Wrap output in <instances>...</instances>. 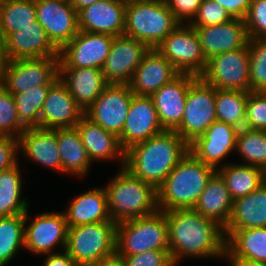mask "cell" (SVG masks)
I'll list each match as a JSON object with an SVG mask.
<instances>
[{
  "instance_id": "cell-52",
  "label": "cell",
  "mask_w": 266,
  "mask_h": 266,
  "mask_svg": "<svg viewBox=\"0 0 266 266\" xmlns=\"http://www.w3.org/2000/svg\"><path fill=\"white\" fill-rule=\"evenodd\" d=\"M101 0H69L77 12Z\"/></svg>"
},
{
  "instance_id": "cell-7",
  "label": "cell",
  "mask_w": 266,
  "mask_h": 266,
  "mask_svg": "<svg viewBox=\"0 0 266 266\" xmlns=\"http://www.w3.org/2000/svg\"><path fill=\"white\" fill-rule=\"evenodd\" d=\"M116 230L114 221L69 227L65 251L79 266H90L116 252Z\"/></svg>"
},
{
  "instance_id": "cell-33",
  "label": "cell",
  "mask_w": 266,
  "mask_h": 266,
  "mask_svg": "<svg viewBox=\"0 0 266 266\" xmlns=\"http://www.w3.org/2000/svg\"><path fill=\"white\" fill-rule=\"evenodd\" d=\"M217 172L223 178L232 200L252 193L266 181L263 169L248 164L225 163Z\"/></svg>"
},
{
  "instance_id": "cell-50",
  "label": "cell",
  "mask_w": 266,
  "mask_h": 266,
  "mask_svg": "<svg viewBox=\"0 0 266 266\" xmlns=\"http://www.w3.org/2000/svg\"><path fill=\"white\" fill-rule=\"evenodd\" d=\"M90 266H125V262L124 258L115 252L107 257L101 258Z\"/></svg>"
},
{
  "instance_id": "cell-35",
  "label": "cell",
  "mask_w": 266,
  "mask_h": 266,
  "mask_svg": "<svg viewBox=\"0 0 266 266\" xmlns=\"http://www.w3.org/2000/svg\"><path fill=\"white\" fill-rule=\"evenodd\" d=\"M25 214L0 217V266L9 265L25 249Z\"/></svg>"
},
{
  "instance_id": "cell-24",
  "label": "cell",
  "mask_w": 266,
  "mask_h": 266,
  "mask_svg": "<svg viewBox=\"0 0 266 266\" xmlns=\"http://www.w3.org/2000/svg\"><path fill=\"white\" fill-rule=\"evenodd\" d=\"M193 28L198 34L206 61L216 55L243 48L249 41L243 19L233 18L223 24Z\"/></svg>"
},
{
  "instance_id": "cell-46",
  "label": "cell",
  "mask_w": 266,
  "mask_h": 266,
  "mask_svg": "<svg viewBox=\"0 0 266 266\" xmlns=\"http://www.w3.org/2000/svg\"><path fill=\"white\" fill-rule=\"evenodd\" d=\"M19 155L18 138L12 136H0V172L16 166Z\"/></svg>"
},
{
  "instance_id": "cell-15",
  "label": "cell",
  "mask_w": 266,
  "mask_h": 266,
  "mask_svg": "<svg viewBox=\"0 0 266 266\" xmlns=\"http://www.w3.org/2000/svg\"><path fill=\"white\" fill-rule=\"evenodd\" d=\"M149 47L125 34L115 36L102 67L108 84L129 85Z\"/></svg>"
},
{
  "instance_id": "cell-17",
  "label": "cell",
  "mask_w": 266,
  "mask_h": 266,
  "mask_svg": "<svg viewBox=\"0 0 266 266\" xmlns=\"http://www.w3.org/2000/svg\"><path fill=\"white\" fill-rule=\"evenodd\" d=\"M238 131V128L216 120L189 144V151L198 160L217 170L224 166L225 158L232 151L235 152Z\"/></svg>"
},
{
  "instance_id": "cell-30",
  "label": "cell",
  "mask_w": 266,
  "mask_h": 266,
  "mask_svg": "<svg viewBox=\"0 0 266 266\" xmlns=\"http://www.w3.org/2000/svg\"><path fill=\"white\" fill-rule=\"evenodd\" d=\"M266 227V181L252 193L233 200L231 217L224 229Z\"/></svg>"
},
{
  "instance_id": "cell-39",
  "label": "cell",
  "mask_w": 266,
  "mask_h": 266,
  "mask_svg": "<svg viewBox=\"0 0 266 266\" xmlns=\"http://www.w3.org/2000/svg\"><path fill=\"white\" fill-rule=\"evenodd\" d=\"M51 86H35L13 95L19 120L26 128L40 127V113Z\"/></svg>"
},
{
  "instance_id": "cell-45",
  "label": "cell",
  "mask_w": 266,
  "mask_h": 266,
  "mask_svg": "<svg viewBox=\"0 0 266 266\" xmlns=\"http://www.w3.org/2000/svg\"><path fill=\"white\" fill-rule=\"evenodd\" d=\"M125 266H176L169 249H157L143 253L122 256Z\"/></svg>"
},
{
  "instance_id": "cell-22",
  "label": "cell",
  "mask_w": 266,
  "mask_h": 266,
  "mask_svg": "<svg viewBox=\"0 0 266 266\" xmlns=\"http://www.w3.org/2000/svg\"><path fill=\"white\" fill-rule=\"evenodd\" d=\"M3 41L7 60L59 57V49L48 38L38 21L33 25L19 28Z\"/></svg>"
},
{
  "instance_id": "cell-27",
  "label": "cell",
  "mask_w": 266,
  "mask_h": 266,
  "mask_svg": "<svg viewBox=\"0 0 266 266\" xmlns=\"http://www.w3.org/2000/svg\"><path fill=\"white\" fill-rule=\"evenodd\" d=\"M59 78L84 112L109 85L97 68H59Z\"/></svg>"
},
{
  "instance_id": "cell-1",
  "label": "cell",
  "mask_w": 266,
  "mask_h": 266,
  "mask_svg": "<svg viewBox=\"0 0 266 266\" xmlns=\"http://www.w3.org/2000/svg\"><path fill=\"white\" fill-rule=\"evenodd\" d=\"M168 223L169 252L178 266L183 258H222L226 255L224 228L204 218L193 208L165 211Z\"/></svg>"
},
{
  "instance_id": "cell-53",
  "label": "cell",
  "mask_w": 266,
  "mask_h": 266,
  "mask_svg": "<svg viewBox=\"0 0 266 266\" xmlns=\"http://www.w3.org/2000/svg\"><path fill=\"white\" fill-rule=\"evenodd\" d=\"M7 62L6 56H5V50H4V41L0 34V79L2 75V70Z\"/></svg>"
},
{
  "instance_id": "cell-8",
  "label": "cell",
  "mask_w": 266,
  "mask_h": 266,
  "mask_svg": "<svg viewBox=\"0 0 266 266\" xmlns=\"http://www.w3.org/2000/svg\"><path fill=\"white\" fill-rule=\"evenodd\" d=\"M59 79V57L7 60L0 79L12 95L33 87L53 85Z\"/></svg>"
},
{
  "instance_id": "cell-6",
  "label": "cell",
  "mask_w": 266,
  "mask_h": 266,
  "mask_svg": "<svg viewBox=\"0 0 266 266\" xmlns=\"http://www.w3.org/2000/svg\"><path fill=\"white\" fill-rule=\"evenodd\" d=\"M169 249L168 223L163 211L117 223L116 252L121 256Z\"/></svg>"
},
{
  "instance_id": "cell-4",
  "label": "cell",
  "mask_w": 266,
  "mask_h": 266,
  "mask_svg": "<svg viewBox=\"0 0 266 266\" xmlns=\"http://www.w3.org/2000/svg\"><path fill=\"white\" fill-rule=\"evenodd\" d=\"M120 168L104 187L112 221L119 223L158 211L157 189L135 177L124 166Z\"/></svg>"
},
{
  "instance_id": "cell-42",
  "label": "cell",
  "mask_w": 266,
  "mask_h": 266,
  "mask_svg": "<svg viewBox=\"0 0 266 266\" xmlns=\"http://www.w3.org/2000/svg\"><path fill=\"white\" fill-rule=\"evenodd\" d=\"M245 128L266 131V94L264 91H249Z\"/></svg>"
},
{
  "instance_id": "cell-16",
  "label": "cell",
  "mask_w": 266,
  "mask_h": 266,
  "mask_svg": "<svg viewBox=\"0 0 266 266\" xmlns=\"http://www.w3.org/2000/svg\"><path fill=\"white\" fill-rule=\"evenodd\" d=\"M37 21L48 38L60 50L78 33V12L69 0H36Z\"/></svg>"
},
{
  "instance_id": "cell-18",
  "label": "cell",
  "mask_w": 266,
  "mask_h": 266,
  "mask_svg": "<svg viewBox=\"0 0 266 266\" xmlns=\"http://www.w3.org/2000/svg\"><path fill=\"white\" fill-rule=\"evenodd\" d=\"M164 132L157 110L150 96L133 95L128 115L118 136L122 148L126 151L132 145Z\"/></svg>"
},
{
  "instance_id": "cell-47",
  "label": "cell",
  "mask_w": 266,
  "mask_h": 266,
  "mask_svg": "<svg viewBox=\"0 0 266 266\" xmlns=\"http://www.w3.org/2000/svg\"><path fill=\"white\" fill-rule=\"evenodd\" d=\"M175 18L183 24H189L196 16L202 0H165Z\"/></svg>"
},
{
  "instance_id": "cell-23",
  "label": "cell",
  "mask_w": 266,
  "mask_h": 266,
  "mask_svg": "<svg viewBox=\"0 0 266 266\" xmlns=\"http://www.w3.org/2000/svg\"><path fill=\"white\" fill-rule=\"evenodd\" d=\"M180 73L156 48L149 49L129 84L137 96H151Z\"/></svg>"
},
{
  "instance_id": "cell-14",
  "label": "cell",
  "mask_w": 266,
  "mask_h": 266,
  "mask_svg": "<svg viewBox=\"0 0 266 266\" xmlns=\"http://www.w3.org/2000/svg\"><path fill=\"white\" fill-rule=\"evenodd\" d=\"M133 95L129 85L109 84L84 115L105 130L119 136Z\"/></svg>"
},
{
  "instance_id": "cell-12",
  "label": "cell",
  "mask_w": 266,
  "mask_h": 266,
  "mask_svg": "<svg viewBox=\"0 0 266 266\" xmlns=\"http://www.w3.org/2000/svg\"><path fill=\"white\" fill-rule=\"evenodd\" d=\"M115 36L79 31L59 50V68L102 69Z\"/></svg>"
},
{
  "instance_id": "cell-25",
  "label": "cell",
  "mask_w": 266,
  "mask_h": 266,
  "mask_svg": "<svg viewBox=\"0 0 266 266\" xmlns=\"http://www.w3.org/2000/svg\"><path fill=\"white\" fill-rule=\"evenodd\" d=\"M19 151L32 162L62 173L57 129L26 128L18 138Z\"/></svg>"
},
{
  "instance_id": "cell-38",
  "label": "cell",
  "mask_w": 266,
  "mask_h": 266,
  "mask_svg": "<svg viewBox=\"0 0 266 266\" xmlns=\"http://www.w3.org/2000/svg\"><path fill=\"white\" fill-rule=\"evenodd\" d=\"M242 164L257 166L266 172V131L242 128L236 137V149Z\"/></svg>"
},
{
  "instance_id": "cell-36",
  "label": "cell",
  "mask_w": 266,
  "mask_h": 266,
  "mask_svg": "<svg viewBox=\"0 0 266 266\" xmlns=\"http://www.w3.org/2000/svg\"><path fill=\"white\" fill-rule=\"evenodd\" d=\"M37 21L34 0H5L0 5V34L3 40L19 28Z\"/></svg>"
},
{
  "instance_id": "cell-32",
  "label": "cell",
  "mask_w": 266,
  "mask_h": 266,
  "mask_svg": "<svg viewBox=\"0 0 266 266\" xmlns=\"http://www.w3.org/2000/svg\"><path fill=\"white\" fill-rule=\"evenodd\" d=\"M57 144L62 163V174L86 177L92 166L91 159L82 143L79 131L73 128H57Z\"/></svg>"
},
{
  "instance_id": "cell-34",
  "label": "cell",
  "mask_w": 266,
  "mask_h": 266,
  "mask_svg": "<svg viewBox=\"0 0 266 266\" xmlns=\"http://www.w3.org/2000/svg\"><path fill=\"white\" fill-rule=\"evenodd\" d=\"M22 173L19 163L0 172V217L25 214L29 203L22 197Z\"/></svg>"
},
{
  "instance_id": "cell-9",
  "label": "cell",
  "mask_w": 266,
  "mask_h": 266,
  "mask_svg": "<svg viewBox=\"0 0 266 266\" xmlns=\"http://www.w3.org/2000/svg\"><path fill=\"white\" fill-rule=\"evenodd\" d=\"M156 49L168 59L180 74L199 77L206 68V58L195 28L180 23Z\"/></svg>"
},
{
  "instance_id": "cell-21",
  "label": "cell",
  "mask_w": 266,
  "mask_h": 266,
  "mask_svg": "<svg viewBox=\"0 0 266 266\" xmlns=\"http://www.w3.org/2000/svg\"><path fill=\"white\" fill-rule=\"evenodd\" d=\"M126 1L101 0L78 12L80 31L112 36L124 34Z\"/></svg>"
},
{
  "instance_id": "cell-11",
  "label": "cell",
  "mask_w": 266,
  "mask_h": 266,
  "mask_svg": "<svg viewBox=\"0 0 266 266\" xmlns=\"http://www.w3.org/2000/svg\"><path fill=\"white\" fill-rule=\"evenodd\" d=\"M250 53L248 44L240 49L216 55L207 60L199 76L207 84L222 90L250 91Z\"/></svg>"
},
{
  "instance_id": "cell-31",
  "label": "cell",
  "mask_w": 266,
  "mask_h": 266,
  "mask_svg": "<svg viewBox=\"0 0 266 266\" xmlns=\"http://www.w3.org/2000/svg\"><path fill=\"white\" fill-rule=\"evenodd\" d=\"M225 258L266 262V227L253 229H224Z\"/></svg>"
},
{
  "instance_id": "cell-28",
  "label": "cell",
  "mask_w": 266,
  "mask_h": 266,
  "mask_svg": "<svg viewBox=\"0 0 266 266\" xmlns=\"http://www.w3.org/2000/svg\"><path fill=\"white\" fill-rule=\"evenodd\" d=\"M68 227L112 221L105 188H93L71 200L63 211Z\"/></svg>"
},
{
  "instance_id": "cell-37",
  "label": "cell",
  "mask_w": 266,
  "mask_h": 266,
  "mask_svg": "<svg viewBox=\"0 0 266 266\" xmlns=\"http://www.w3.org/2000/svg\"><path fill=\"white\" fill-rule=\"evenodd\" d=\"M246 91L216 89V120L230 124L239 130L245 127Z\"/></svg>"
},
{
  "instance_id": "cell-49",
  "label": "cell",
  "mask_w": 266,
  "mask_h": 266,
  "mask_svg": "<svg viewBox=\"0 0 266 266\" xmlns=\"http://www.w3.org/2000/svg\"><path fill=\"white\" fill-rule=\"evenodd\" d=\"M43 266H79L73 258L64 250L47 254Z\"/></svg>"
},
{
  "instance_id": "cell-48",
  "label": "cell",
  "mask_w": 266,
  "mask_h": 266,
  "mask_svg": "<svg viewBox=\"0 0 266 266\" xmlns=\"http://www.w3.org/2000/svg\"><path fill=\"white\" fill-rule=\"evenodd\" d=\"M223 6L232 18L245 19L251 0H213Z\"/></svg>"
},
{
  "instance_id": "cell-51",
  "label": "cell",
  "mask_w": 266,
  "mask_h": 266,
  "mask_svg": "<svg viewBox=\"0 0 266 266\" xmlns=\"http://www.w3.org/2000/svg\"><path fill=\"white\" fill-rule=\"evenodd\" d=\"M230 266H266V262L251 261L248 259L225 258Z\"/></svg>"
},
{
  "instance_id": "cell-20",
  "label": "cell",
  "mask_w": 266,
  "mask_h": 266,
  "mask_svg": "<svg viewBox=\"0 0 266 266\" xmlns=\"http://www.w3.org/2000/svg\"><path fill=\"white\" fill-rule=\"evenodd\" d=\"M84 116L66 85L60 78L49 88L40 113V128H73Z\"/></svg>"
},
{
  "instance_id": "cell-2",
  "label": "cell",
  "mask_w": 266,
  "mask_h": 266,
  "mask_svg": "<svg viewBox=\"0 0 266 266\" xmlns=\"http://www.w3.org/2000/svg\"><path fill=\"white\" fill-rule=\"evenodd\" d=\"M188 152L189 145L175 131H164L127 149L124 167L158 189Z\"/></svg>"
},
{
  "instance_id": "cell-26",
  "label": "cell",
  "mask_w": 266,
  "mask_h": 266,
  "mask_svg": "<svg viewBox=\"0 0 266 266\" xmlns=\"http://www.w3.org/2000/svg\"><path fill=\"white\" fill-rule=\"evenodd\" d=\"M80 133L82 143L91 159V162L117 160L125 165V150L122 148L119 137L94 123L85 115L75 126ZM123 163V164H122Z\"/></svg>"
},
{
  "instance_id": "cell-44",
  "label": "cell",
  "mask_w": 266,
  "mask_h": 266,
  "mask_svg": "<svg viewBox=\"0 0 266 266\" xmlns=\"http://www.w3.org/2000/svg\"><path fill=\"white\" fill-rule=\"evenodd\" d=\"M244 21L249 38H266V0H251Z\"/></svg>"
},
{
  "instance_id": "cell-13",
  "label": "cell",
  "mask_w": 266,
  "mask_h": 266,
  "mask_svg": "<svg viewBox=\"0 0 266 266\" xmlns=\"http://www.w3.org/2000/svg\"><path fill=\"white\" fill-rule=\"evenodd\" d=\"M25 213V250L37 255L54 253L56 246L66 249L68 224L63 212L39 213L28 223Z\"/></svg>"
},
{
  "instance_id": "cell-10",
  "label": "cell",
  "mask_w": 266,
  "mask_h": 266,
  "mask_svg": "<svg viewBox=\"0 0 266 266\" xmlns=\"http://www.w3.org/2000/svg\"><path fill=\"white\" fill-rule=\"evenodd\" d=\"M216 88L198 77L189 87L183 120L175 132L189 145L216 121Z\"/></svg>"
},
{
  "instance_id": "cell-19",
  "label": "cell",
  "mask_w": 266,
  "mask_h": 266,
  "mask_svg": "<svg viewBox=\"0 0 266 266\" xmlns=\"http://www.w3.org/2000/svg\"><path fill=\"white\" fill-rule=\"evenodd\" d=\"M197 78L192 74H179L150 96L164 131H175L180 126L189 87Z\"/></svg>"
},
{
  "instance_id": "cell-5",
  "label": "cell",
  "mask_w": 266,
  "mask_h": 266,
  "mask_svg": "<svg viewBox=\"0 0 266 266\" xmlns=\"http://www.w3.org/2000/svg\"><path fill=\"white\" fill-rule=\"evenodd\" d=\"M180 22L165 0H133L126 2L124 34L156 48Z\"/></svg>"
},
{
  "instance_id": "cell-3",
  "label": "cell",
  "mask_w": 266,
  "mask_h": 266,
  "mask_svg": "<svg viewBox=\"0 0 266 266\" xmlns=\"http://www.w3.org/2000/svg\"><path fill=\"white\" fill-rule=\"evenodd\" d=\"M216 171L189 151L157 189L159 210L193 208Z\"/></svg>"
},
{
  "instance_id": "cell-29",
  "label": "cell",
  "mask_w": 266,
  "mask_h": 266,
  "mask_svg": "<svg viewBox=\"0 0 266 266\" xmlns=\"http://www.w3.org/2000/svg\"><path fill=\"white\" fill-rule=\"evenodd\" d=\"M233 208L229 190L216 171L208 181L193 209L204 218L213 220L223 228L227 225Z\"/></svg>"
},
{
  "instance_id": "cell-43",
  "label": "cell",
  "mask_w": 266,
  "mask_h": 266,
  "mask_svg": "<svg viewBox=\"0 0 266 266\" xmlns=\"http://www.w3.org/2000/svg\"><path fill=\"white\" fill-rule=\"evenodd\" d=\"M233 19L223 6L213 0H202L196 16L189 23L192 27H206L226 23Z\"/></svg>"
},
{
  "instance_id": "cell-40",
  "label": "cell",
  "mask_w": 266,
  "mask_h": 266,
  "mask_svg": "<svg viewBox=\"0 0 266 266\" xmlns=\"http://www.w3.org/2000/svg\"><path fill=\"white\" fill-rule=\"evenodd\" d=\"M250 91L266 89V38H249Z\"/></svg>"
},
{
  "instance_id": "cell-41",
  "label": "cell",
  "mask_w": 266,
  "mask_h": 266,
  "mask_svg": "<svg viewBox=\"0 0 266 266\" xmlns=\"http://www.w3.org/2000/svg\"><path fill=\"white\" fill-rule=\"evenodd\" d=\"M25 129L19 120L13 95L0 84V136L19 138Z\"/></svg>"
}]
</instances>
